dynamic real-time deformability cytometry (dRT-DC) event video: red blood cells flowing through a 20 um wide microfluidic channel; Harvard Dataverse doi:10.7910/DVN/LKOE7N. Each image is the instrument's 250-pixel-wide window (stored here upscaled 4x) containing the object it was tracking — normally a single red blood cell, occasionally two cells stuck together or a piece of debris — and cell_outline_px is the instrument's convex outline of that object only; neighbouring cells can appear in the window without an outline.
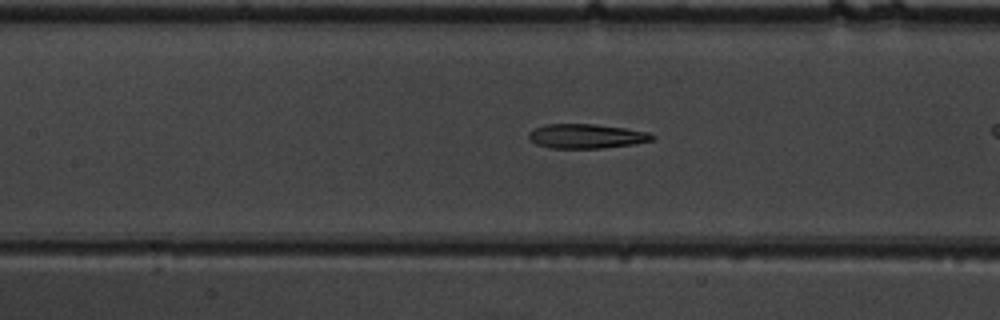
{"species": "common noctule bat (a hibernating species)", "species_latin": "Nyctalus noctula", "temperature_condition": "warm", "stored_images_in_passage": 29, "camera_frame_rate_fps": 3000, "um_per_image_px": 0.085, "animal": {"sex": "male", "body_mass_g": 19.5, "forearm_length_mm": 54.6}, "frame": {"image": 1, "passage_image": 11, "time_ms": 3.333, "image_size_px": [1000, 320], "cell_outline_px": [[656, 136], [652, 140], [636, 144], [600, 148], [552, 148], [536, 144], [528, 136], [528, 132], [544, 124], [596, 124], [624, 128], [648, 132]], "centroid_in_image_um": [49.86, 11.57], "position_along_channel_um": 157.5, "area_um2": 17.51}}
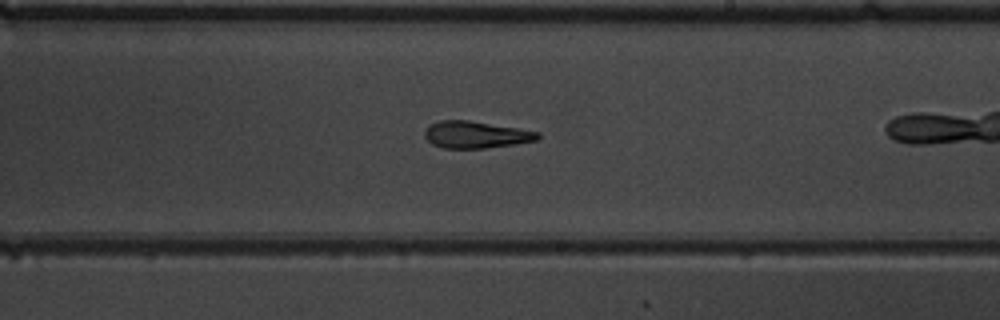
{"frame": {"image": 2, "passage_image": 18, "time_ms": 5.667, "image_size_px": [1000, 320], "cell_outline_px": [[540, 140], [516, 144], [484, 148], [444, 148], [432, 144], [424, 136], [424, 132], [432, 124], [440, 120], [468, 120], [540, 132]], "centroid_in_image_um": [40.48, 11.45], "position_along_channel_um": 248.5, "area_um2": 17.63}}
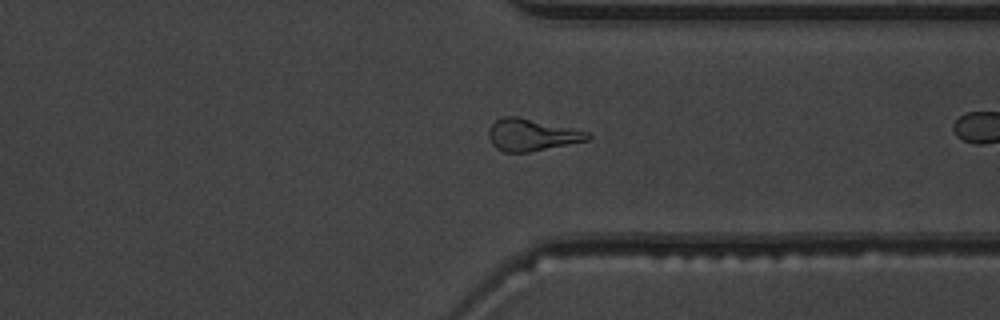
{"frame": {"image": 3, "passage_image": 27, "time_ms": 8.667, "image_size_px": [1000, 320], "cell_outline_px": [[592, 136], [588, 140], [528, 152], [504, 152], [496, 148], [492, 144], [488, 136], [488, 132], [492, 124], [496, 120], [504, 116], [520, 116], [592, 132]], "centroid_in_image_um": [45.22, 11.44], "position_along_channel_um": 366.2, "area_um2": 18.61}}